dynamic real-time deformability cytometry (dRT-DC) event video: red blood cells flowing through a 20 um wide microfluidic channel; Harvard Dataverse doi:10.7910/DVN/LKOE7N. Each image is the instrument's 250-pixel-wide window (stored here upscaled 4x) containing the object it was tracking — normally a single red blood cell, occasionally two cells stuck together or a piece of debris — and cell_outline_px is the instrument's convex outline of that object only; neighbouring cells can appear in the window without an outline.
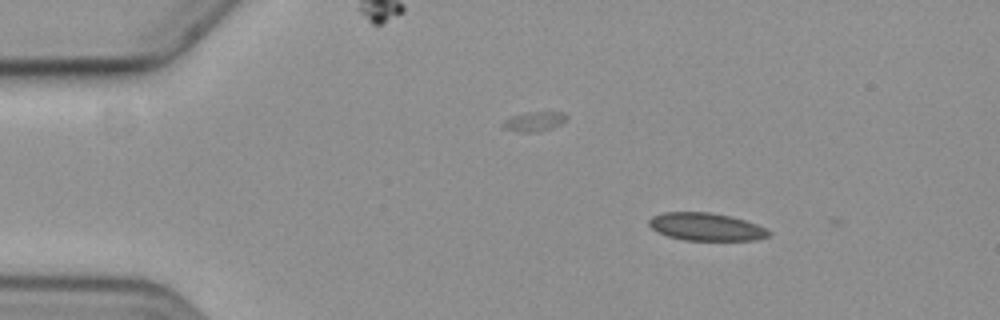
{"species": "common noctule bat (a hibernating species)", "species_latin": "Nyctalus noctula", "temperature_condition": "cold", "stored_images_in_passage": 3, "camera_frame_rate_fps": 3000, "um_per_image_px": 0.085, "animal": {"sex": "female", "body_mass_g": 19.3, "forearm_length_mm": 54.1}, "frame": {"image": 1, "passage_image": 1, "time_ms": 0.0, "image_size_px": [1000, 320], "cell_outline_px": [[772, 232], [768, 236], [756, 240], [684, 240], [668, 236], [656, 232], [648, 224], [648, 220], [652, 216], [664, 212], [712, 212], [732, 216], [756, 224]], "centroid_in_image_um": [59.99, 19.27], "position_along_channel_um": 25.0, "area_um2": 19.42}}